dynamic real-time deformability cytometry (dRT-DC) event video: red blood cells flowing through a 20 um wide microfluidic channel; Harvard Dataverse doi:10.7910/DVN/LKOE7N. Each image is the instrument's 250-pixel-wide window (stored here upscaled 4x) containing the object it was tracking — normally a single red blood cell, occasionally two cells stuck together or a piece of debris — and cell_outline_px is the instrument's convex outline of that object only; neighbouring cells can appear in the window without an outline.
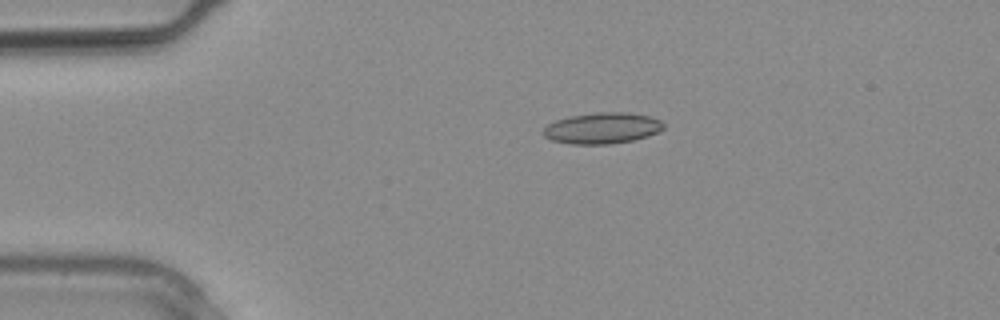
{"species": "common noctule bat (a hibernating species)", "species_latin": "Nyctalus noctula", "temperature_condition": "warm", "stored_images_in_passage": 1, "camera_frame_rate_fps": 3000, "um_per_image_px": 0.085, "animal": {"sex": "male", "body_mass_g": 20.4}, "frame": {"image": 1, "passage_image": 1, "time_ms": 0.0, "image_size_px": [1000, 320], "cell_outline_px": [[664, 128], [648, 136], [632, 140], [608, 144], [572, 144], [552, 140], [544, 136], [544, 128], [548, 124], [556, 120], [568, 116], [596, 112], [628, 112], [652, 116], [660, 120], [664, 124]], "centroid_in_image_um": [51.2, 10.88], "position_along_channel_um": 33.8, "area_um2": 21.79}}